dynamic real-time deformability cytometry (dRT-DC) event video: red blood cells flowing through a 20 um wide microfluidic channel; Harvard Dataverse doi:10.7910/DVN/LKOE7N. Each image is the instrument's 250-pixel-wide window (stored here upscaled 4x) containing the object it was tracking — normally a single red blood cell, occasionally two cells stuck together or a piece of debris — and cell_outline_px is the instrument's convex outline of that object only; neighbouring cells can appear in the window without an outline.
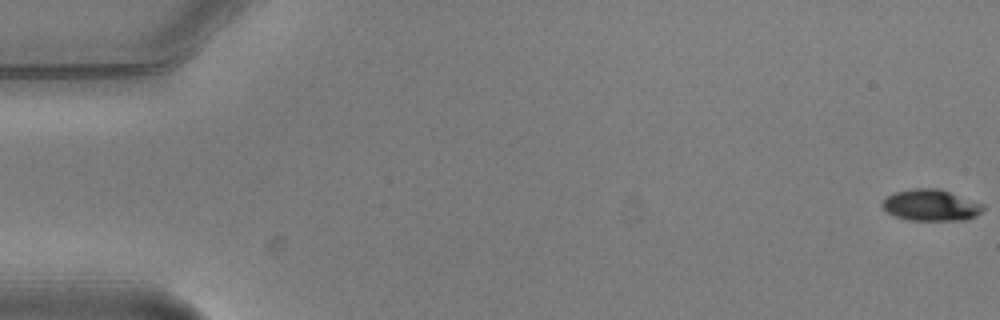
{"species": "common noctule bat (a hibernating species)", "species_latin": "Nyctalus noctula", "temperature_condition": "warm", "stored_images_in_passage": 6, "camera_frame_rate_fps": 3000, "um_per_image_px": 0.085, "animal": {"sex": "male", "body_mass_g": 20.5, "forearm_length_mm": 52.5}, "frame": {"image": 1, "passage_image": 1, "time_ms": 0.0, "image_size_px": [1000, 320], "cell_outline_px": [[984, 208], [976, 216], [964, 220], [908, 220], [896, 216], [888, 212], [880, 204], [892, 192], [912, 188], [936, 188], [984, 204]], "centroid_in_image_um": [79.1, 17.44], "position_along_channel_um": 5.9, "area_um2": 18.26}}
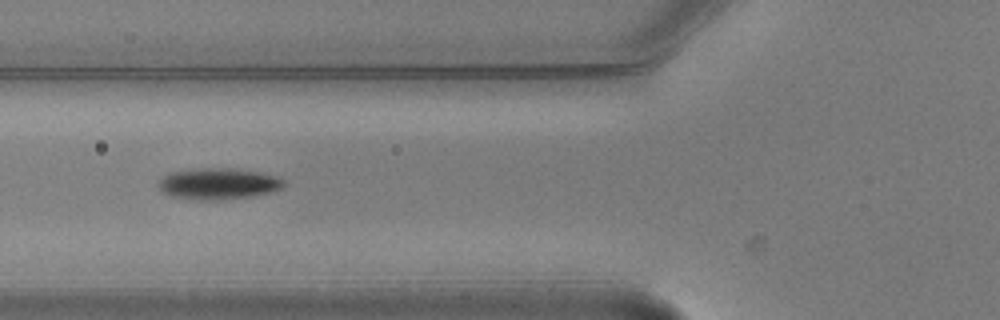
{"frame": {"image": 2, "passage_image": 4, "time_ms": 1.0, "image_size_px": [1000, 320], "cell_outline_px": [[288, 184], [280, 188], [268, 192], [252, 196], [220, 200], [200, 200], [172, 196], [160, 192], [156, 184], [164, 176], [172, 172], [204, 168], [228, 168], [256, 172], [276, 176], [284, 180]], "centroid_in_image_um": [18.53, 15.63], "position_along_channel_um": 107.3, "area_um2": 22.66}}
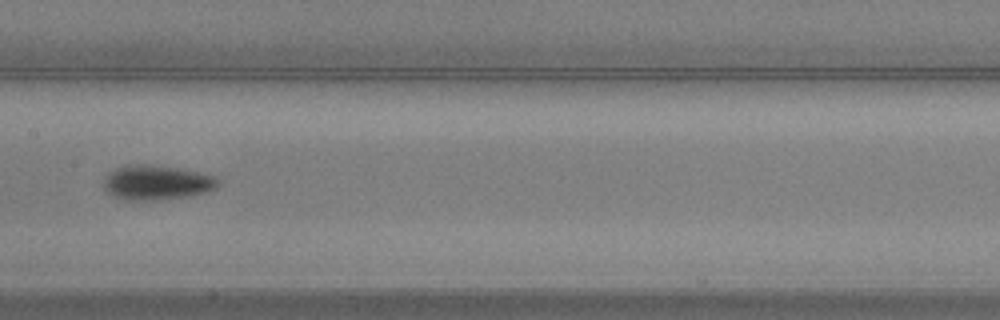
{"frame": {"image": 3, "passage_image": 6, "time_ms": 1.667, "image_size_px": [1000, 320], "cell_outline_px": [[220, 184], [216, 188], [208, 192], [192, 196], [160, 200], [124, 200], [112, 196], [104, 188], [104, 176], [108, 172], [124, 164], [152, 164], [180, 168], [200, 172], [216, 176], [220, 180]], "centroid_in_image_um": [13.34, 15.51], "position_along_channel_um": 194.1, "area_um2": 23.81}}